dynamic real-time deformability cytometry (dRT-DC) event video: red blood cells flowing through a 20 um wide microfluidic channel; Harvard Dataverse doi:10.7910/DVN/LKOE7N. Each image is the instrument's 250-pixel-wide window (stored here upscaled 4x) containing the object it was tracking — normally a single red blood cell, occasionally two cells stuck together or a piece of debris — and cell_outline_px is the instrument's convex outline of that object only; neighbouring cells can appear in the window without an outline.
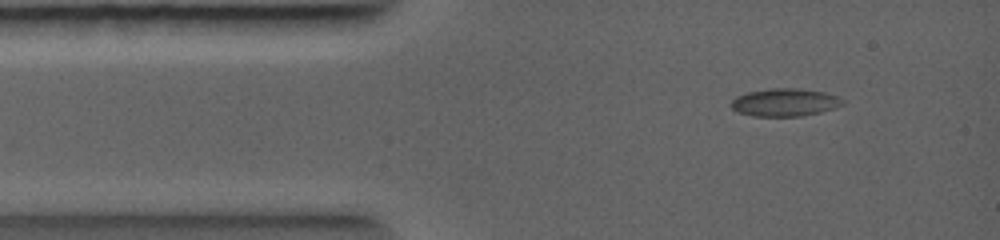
{"species": "common noctule bat (a hibernating species)", "species_latin": "Nyctalus noctula", "temperature_condition": "warm", "stored_images_in_passage": 2, "camera_frame_rate_fps": 5000, "um_per_image_px": 0.085, "animal": {"sex": "female", "body_mass_g": 19.0, "forearm_length_mm": 56.7}, "frame": {"image": 1, "passage_image": 2, "time_ms": 0.8, "image_size_px": [1000, 240], "cell_outline_px": [[844, 104], [836, 108], [804, 116], [752, 116], [736, 112], [728, 104], [736, 96], [748, 92], [768, 88], [796, 88], [824, 92], [836, 96], [844, 100]], "centroid_in_image_um": [66.68, 8.71], "position_along_channel_um": 18.3, "area_um2": 18.26}}